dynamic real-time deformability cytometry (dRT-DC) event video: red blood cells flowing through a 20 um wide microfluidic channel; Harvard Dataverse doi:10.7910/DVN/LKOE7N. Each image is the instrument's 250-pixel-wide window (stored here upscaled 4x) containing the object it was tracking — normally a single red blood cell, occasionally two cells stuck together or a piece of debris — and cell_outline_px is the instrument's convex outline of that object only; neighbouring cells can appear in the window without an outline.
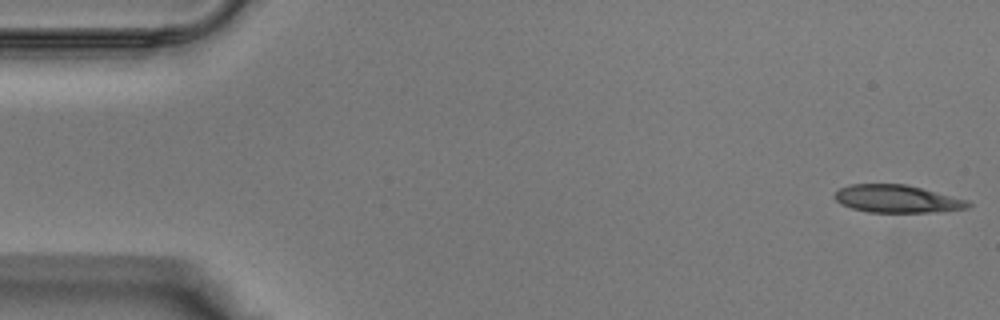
{"species": "Egyptian fruit bat (a non-hibernating species)", "species_latin": "Rousettus aegyptiacus", "temperature_condition": "warm", "stored_images_in_passage": 38, "camera_frame_rate_fps": 3000, "um_per_image_px": 0.085, "animal": {"sex": "male"}, "frame": {"image": 1, "passage_image": 1, "time_ms": 0.0, "image_size_px": [1000, 320], "cell_outline_px": [[972, 204], [968, 208], [936, 212], [868, 212], [852, 208], [840, 204], [832, 196], [840, 188], [848, 184], [908, 184], [968, 200]], "centroid_in_image_um": [76.24, 16.9], "position_along_channel_um": 8.8, "area_um2": 21.68}}
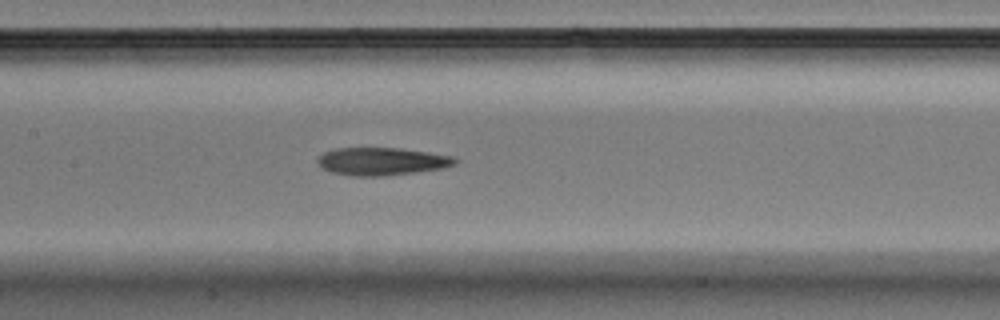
{"frame": {"image": 2, "passage_image": 18, "time_ms": 5.667, "image_size_px": [1000, 320], "cell_outline_px": [[460, 160], [456, 164], [444, 168], [416, 172], [380, 176], [352, 176], [332, 172], [324, 168], [316, 160], [324, 152], [336, 148], [400, 148], [456, 156]], "centroid_in_image_um": [32.53, 13.71], "position_along_channel_um": 174.9, "area_um2": 22.25}}
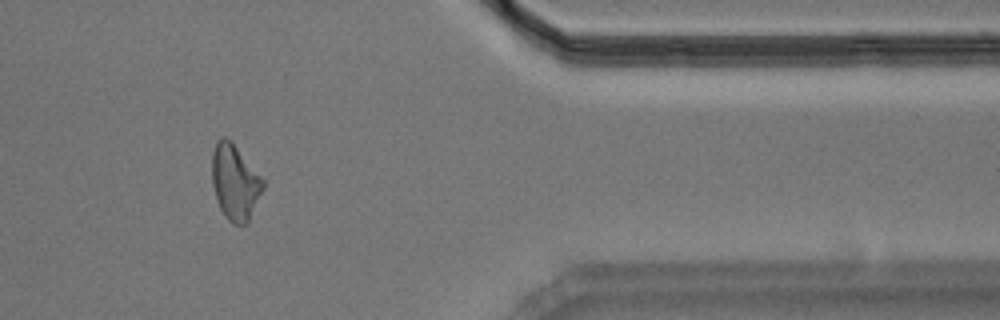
{"frame": {"image": 3, "passage_image": 32, "time_ms": 10.333, "image_size_px": [1000, 320], "cell_outline_px": [[264, 188], [248, 224], [232, 224], [228, 220], [220, 208], [216, 200], [212, 184], [212, 152], [216, 140], [220, 136], [224, 136], [232, 140], [264, 180]], "centroid_in_image_um": [19.97, 15.46], "position_along_channel_um": 391.4, "area_um2": 22.83}}